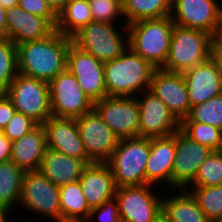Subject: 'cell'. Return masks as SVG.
Here are the masks:
<instances>
[{
    "mask_svg": "<svg viewBox=\"0 0 222 222\" xmlns=\"http://www.w3.org/2000/svg\"><path fill=\"white\" fill-rule=\"evenodd\" d=\"M72 38L55 30L37 41L17 45L18 73L46 82L66 70Z\"/></svg>",
    "mask_w": 222,
    "mask_h": 222,
    "instance_id": "cell-1",
    "label": "cell"
},
{
    "mask_svg": "<svg viewBox=\"0 0 222 222\" xmlns=\"http://www.w3.org/2000/svg\"><path fill=\"white\" fill-rule=\"evenodd\" d=\"M155 69L128 47L120 57L104 63L107 96H138L150 88Z\"/></svg>",
    "mask_w": 222,
    "mask_h": 222,
    "instance_id": "cell-2",
    "label": "cell"
},
{
    "mask_svg": "<svg viewBox=\"0 0 222 222\" xmlns=\"http://www.w3.org/2000/svg\"><path fill=\"white\" fill-rule=\"evenodd\" d=\"M174 26L171 16L129 24L127 25L129 48L155 68H162L169 53Z\"/></svg>",
    "mask_w": 222,
    "mask_h": 222,
    "instance_id": "cell-3",
    "label": "cell"
},
{
    "mask_svg": "<svg viewBox=\"0 0 222 222\" xmlns=\"http://www.w3.org/2000/svg\"><path fill=\"white\" fill-rule=\"evenodd\" d=\"M121 25L90 22L72 37L73 44L103 63L111 61L120 57L129 47L127 25Z\"/></svg>",
    "mask_w": 222,
    "mask_h": 222,
    "instance_id": "cell-4",
    "label": "cell"
},
{
    "mask_svg": "<svg viewBox=\"0 0 222 222\" xmlns=\"http://www.w3.org/2000/svg\"><path fill=\"white\" fill-rule=\"evenodd\" d=\"M150 155V138H123L106 162L115 184L133 186L146 184L145 167Z\"/></svg>",
    "mask_w": 222,
    "mask_h": 222,
    "instance_id": "cell-5",
    "label": "cell"
},
{
    "mask_svg": "<svg viewBox=\"0 0 222 222\" xmlns=\"http://www.w3.org/2000/svg\"><path fill=\"white\" fill-rule=\"evenodd\" d=\"M211 35L199 29L175 25L169 53L162 69L184 72L210 58Z\"/></svg>",
    "mask_w": 222,
    "mask_h": 222,
    "instance_id": "cell-6",
    "label": "cell"
},
{
    "mask_svg": "<svg viewBox=\"0 0 222 222\" xmlns=\"http://www.w3.org/2000/svg\"><path fill=\"white\" fill-rule=\"evenodd\" d=\"M41 216L48 221L61 222L59 187L39 171L25 172L19 201V210ZM31 212V213H30Z\"/></svg>",
    "mask_w": 222,
    "mask_h": 222,
    "instance_id": "cell-7",
    "label": "cell"
},
{
    "mask_svg": "<svg viewBox=\"0 0 222 222\" xmlns=\"http://www.w3.org/2000/svg\"><path fill=\"white\" fill-rule=\"evenodd\" d=\"M16 112L32 118L42 125L50 116L49 83L18 73L4 91Z\"/></svg>",
    "mask_w": 222,
    "mask_h": 222,
    "instance_id": "cell-8",
    "label": "cell"
},
{
    "mask_svg": "<svg viewBox=\"0 0 222 222\" xmlns=\"http://www.w3.org/2000/svg\"><path fill=\"white\" fill-rule=\"evenodd\" d=\"M156 190L152 184L118 187L115 198L121 222H155L162 213L163 198Z\"/></svg>",
    "mask_w": 222,
    "mask_h": 222,
    "instance_id": "cell-9",
    "label": "cell"
},
{
    "mask_svg": "<svg viewBox=\"0 0 222 222\" xmlns=\"http://www.w3.org/2000/svg\"><path fill=\"white\" fill-rule=\"evenodd\" d=\"M49 94L51 113L55 117L77 119L94 108V102L67 69L49 82Z\"/></svg>",
    "mask_w": 222,
    "mask_h": 222,
    "instance_id": "cell-10",
    "label": "cell"
},
{
    "mask_svg": "<svg viewBox=\"0 0 222 222\" xmlns=\"http://www.w3.org/2000/svg\"><path fill=\"white\" fill-rule=\"evenodd\" d=\"M76 122L87 158L92 163H106L119 143L118 136L94 108Z\"/></svg>",
    "mask_w": 222,
    "mask_h": 222,
    "instance_id": "cell-11",
    "label": "cell"
},
{
    "mask_svg": "<svg viewBox=\"0 0 222 222\" xmlns=\"http://www.w3.org/2000/svg\"><path fill=\"white\" fill-rule=\"evenodd\" d=\"M94 109L119 139L139 137V105L136 97L107 96Z\"/></svg>",
    "mask_w": 222,
    "mask_h": 222,
    "instance_id": "cell-12",
    "label": "cell"
},
{
    "mask_svg": "<svg viewBox=\"0 0 222 222\" xmlns=\"http://www.w3.org/2000/svg\"><path fill=\"white\" fill-rule=\"evenodd\" d=\"M136 99L139 105V137H167L180 129V121L149 89Z\"/></svg>",
    "mask_w": 222,
    "mask_h": 222,
    "instance_id": "cell-13",
    "label": "cell"
},
{
    "mask_svg": "<svg viewBox=\"0 0 222 222\" xmlns=\"http://www.w3.org/2000/svg\"><path fill=\"white\" fill-rule=\"evenodd\" d=\"M66 69L76 77L82 91L93 102L107 97L104 63L73 43L68 49Z\"/></svg>",
    "mask_w": 222,
    "mask_h": 222,
    "instance_id": "cell-14",
    "label": "cell"
},
{
    "mask_svg": "<svg viewBox=\"0 0 222 222\" xmlns=\"http://www.w3.org/2000/svg\"><path fill=\"white\" fill-rule=\"evenodd\" d=\"M211 151L208 147L191 140L180 129L176 132V153L171 175V193L175 189H186L193 182L199 166Z\"/></svg>",
    "mask_w": 222,
    "mask_h": 222,
    "instance_id": "cell-15",
    "label": "cell"
},
{
    "mask_svg": "<svg viewBox=\"0 0 222 222\" xmlns=\"http://www.w3.org/2000/svg\"><path fill=\"white\" fill-rule=\"evenodd\" d=\"M149 90L169 108L180 122L189 115L191 105L188 87L181 72L156 68Z\"/></svg>",
    "mask_w": 222,
    "mask_h": 222,
    "instance_id": "cell-16",
    "label": "cell"
},
{
    "mask_svg": "<svg viewBox=\"0 0 222 222\" xmlns=\"http://www.w3.org/2000/svg\"><path fill=\"white\" fill-rule=\"evenodd\" d=\"M219 0H172L171 18L175 25L199 29L212 35L222 11Z\"/></svg>",
    "mask_w": 222,
    "mask_h": 222,
    "instance_id": "cell-17",
    "label": "cell"
},
{
    "mask_svg": "<svg viewBox=\"0 0 222 222\" xmlns=\"http://www.w3.org/2000/svg\"><path fill=\"white\" fill-rule=\"evenodd\" d=\"M55 30L47 18L29 13L20 6L6 10V38L16 45L41 40Z\"/></svg>",
    "mask_w": 222,
    "mask_h": 222,
    "instance_id": "cell-18",
    "label": "cell"
},
{
    "mask_svg": "<svg viewBox=\"0 0 222 222\" xmlns=\"http://www.w3.org/2000/svg\"><path fill=\"white\" fill-rule=\"evenodd\" d=\"M176 153V132L167 137L150 138V155L146 163V184L171 190V175ZM157 183V184H156Z\"/></svg>",
    "mask_w": 222,
    "mask_h": 222,
    "instance_id": "cell-19",
    "label": "cell"
},
{
    "mask_svg": "<svg viewBox=\"0 0 222 222\" xmlns=\"http://www.w3.org/2000/svg\"><path fill=\"white\" fill-rule=\"evenodd\" d=\"M182 75L188 87L191 107L222 94V77L211 58L182 72Z\"/></svg>",
    "mask_w": 222,
    "mask_h": 222,
    "instance_id": "cell-20",
    "label": "cell"
},
{
    "mask_svg": "<svg viewBox=\"0 0 222 222\" xmlns=\"http://www.w3.org/2000/svg\"><path fill=\"white\" fill-rule=\"evenodd\" d=\"M47 148L75 158H87L76 119L50 116L43 124Z\"/></svg>",
    "mask_w": 222,
    "mask_h": 222,
    "instance_id": "cell-21",
    "label": "cell"
},
{
    "mask_svg": "<svg viewBox=\"0 0 222 222\" xmlns=\"http://www.w3.org/2000/svg\"><path fill=\"white\" fill-rule=\"evenodd\" d=\"M92 162L47 148L38 171L56 186L78 182L84 169Z\"/></svg>",
    "mask_w": 222,
    "mask_h": 222,
    "instance_id": "cell-22",
    "label": "cell"
},
{
    "mask_svg": "<svg viewBox=\"0 0 222 222\" xmlns=\"http://www.w3.org/2000/svg\"><path fill=\"white\" fill-rule=\"evenodd\" d=\"M79 183L91 209L115 197L117 186L106 163L89 164L84 169Z\"/></svg>",
    "mask_w": 222,
    "mask_h": 222,
    "instance_id": "cell-23",
    "label": "cell"
},
{
    "mask_svg": "<svg viewBox=\"0 0 222 222\" xmlns=\"http://www.w3.org/2000/svg\"><path fill=\"white\" fill-rule=\"evenodd\" d=\"M46 149V131L43 125H38L12 142L10 159L24 172L38 171Z\"/></svg>",
    "mask_w": 222,
    "mask_h": 222,
    "instance_id": "cell-24",
    "label": "cell"
},
{
    "mask_svg": "<svg viewBox=\"0 0 222 222\" xmlns=\"http://www.w3.org/2000/svg\"><path fill=\"white\" fill-rule=\"evenodd\" d=\"M174 192L162 198V213L169 220L172 222H211L189 191L175 189Z\"/></svg>",
    "mask_w": 222,
    "mask_h": 222,
    "instance_id": "cell-25",
    "label": "cell"
},
{
    "mask_svg": "<svg viewBox=\"0 0 222 222\" xmlns=\"http://www.w3.org/2000/svg\"><path fill=\"white\" fill-rule=\"evenodd\" d=\"M61 222H86L91 208L78 182L59 187Z\"/></svg>",
    "mask_w": 222,
    "mask_h": 222,
    "instance_id": "cell-26",
    "label": "cell"
},
{
    "mask_svg": "<svg viewBox=\"0 0 222 222\" xmlns=\"http://www.w3.org/2000/svg\"><path fill=\"white\" fill-rule=\"evenodd\" d=\"M24 174L11 159L0 162V207L10 213L19 207Z\"/></svg>",
    "mask_w": 222,
    "mask_h": 222,
    "instance_id": "cell-27",
    "label": "cell"
},
{
    "mask_svg": "<svg viewBox=\"0 0 222 222\" xmlns=\"http://www.w3.org/2000/svg\"><path fill=\"white\" fill-rule=\"evenodd\" d=\"M90 22L93 19L88 0L66 1L63 10L57 15L56 30L72 38Z\"/></svg>",
    "mask_w": 222,
    "mask_h": 222,
    "instance_id": "cell-28",
    "label": "cell"
},
{
    "mask_svg": "<svg viewBox=\"0 0 222 222\" xmlns=\"http://www.w3.org/2000/svg\"><path fill=\"white\" fill-rule=\"evenodd\" d=\"M172 0H126L123 17L126 25L146 19H157L170 16Z\"/></svg>",
    "mask_w": 222,
    "mask_h": 222,
    "instance_id": "cell-29",
    "label": "cell"
},
{
    "mask_svg": "<svg viewBox=\"0 0 222 222\" xmlns=\"http://www.w3.org/2000/svg\"><path fill=\"white\" fill-rule=\"evenodd\" d=\"M180 130L191 140L212 151L222 150V130L206 123L181 121Z\"/></svg>",
    "mask_w": 222,
    "mask_h": 222,
    "instance_id": "cell-30",
    "label": "cell"
},
{
    "mask_svg": "<svg viewBox=\"0 0 222 222\" xmlns=\"http://www.w3.org/2000/svg\"><path fill=\"white\" fill-rule=\"evenodd\" d=\"M185 190L192 194L199 208L211 222L222 217V185L187 187Z\"/></svg>",
    "mask_w": 222,
    "mask_h": 222,
    "instance_id": "cell-31",
    "label": "cell"
},
{
    "mask_svg": "<svg viewBox=\"0 0 222 222\" xmlns=\"http://www.w3.org/2000/svg\"><path fill=\"white\" fill-rule=\"evenodd\" d=\"M222 185V150L211 151L199 166L193 182L188 187Z\"/></svg>",
    "mask_w": 222,
    "mask_h": 222,
    "instance_id": "cell-32",
    "label": "cell"
},
{
    "mask_svg": "<svg viewBox=\"0 0 222 222\" xmlns=\"http://www.w3.org/2000/svg\"><path fill=\"white\" fill-rule=\"evenodd\" d=\"M18 74L17 45L0 38V92H4Z\"/></svg>",
    "mask_w": 222,
    "mask_h": 222,
    "instance_id": "cell-33",
    "label": "cell"
},
{
    "mask_svg": "<svg viewBox=\"0 0 222 222\" xmlns=\"http://www.w3.org/2000/svg\"><path fill=\"white\" fill-rule=\"evenodd\" d=\"M182 121L206 123L222 130V94L192 106L189 115Z\"/></svg>",
    "mask_w": 222,
    "mask_h": 222,
    "instance_id": "cell-34",
    "label": "cell"
},
{
    "mask_svg": "<svg viewBox=\"0 0 222 222\" xmlns=\"http://www.w3.org/2000/svg\"><path fill=\"white\" fill-rule=\"evenodd\" d=\"M88 2L93 21L111 23H120L122 21V24H126L122 7L118 3L112 0H88Z\"/></svg>",
    "mask_w": 222,
    "mask_h": 222,
    "instance_id": "cell-35",
    "label": "cell"
},
{
    "mask_svg": "<svg viewBox=\"0 0 222 222\" xmlns=\"http://www.w3.org/2000/svg\"><path fill=\"white\" fill-rule=\"evenodd\" d=\"M38 125L39 124L32 118L23 113L15 112L13 117L3 128V132L11 142H14L20 139L23 135L31 132Z\"/></svg>",
    "mask_w": 222,
    "mask_h": 222,
    "instance_id": "cell-36",
    "label": "cell"
},
{
    "mask_svg": "<svg viewBox=\"0 0 222 222\" xmlns=\"http://www.w3.org/2000/svg\"><path fill=\"white\" fill-rule=\"evenodd\" d=\"M94 220L95 222H121L117 199L113 197L102 205L92 208L86 222Z\"/></svg>",
    "mask_w": 222,
    "mask_h": 222,
    "instance_id": "cell-37",
    "label": "cell"
},
{
    "mask_svg": "<svg viewBox=\"0 0 222 222\" xmlns=\"http://www.w3.org/2000/svg\"><path fill=\"white\" fill-rule=\"evenodd\" d=\"M18 6L29 13L47 18L56 27L57 15L45 0H18Z\"/></svg>",
    "mask_w": 222,
    "mask_h": 222,
    "instance_id": "cell-38",
    "label": "cell"
},
{
    "mask_svg": "<svg viewBox=\"0 0 222 222\" xmlns=\"http://www.w3.org/2000/svg\"><path fill=\"white\" fill-rule=\"evenodd\" d=\"M16 112L12 101L4 92H0V129H3Z\"/></svg>",
    "mask_w": 222,
    "mask_h": 222,
    "instance_id": "cell-39",
    "label": "cell"
},
{
    "mask_svg": "<svg viewBox=\"0 0 222 222\" xmlns=\"http://www.w3.org/2000/svg\"><path fill=\"white\" fill-rule=\"evenodd\" d=\"M12 142L5 136L3 129H0V162L10 160Z\"/></svg>",
    "mask_w": 222,
    "mask_h": 222,
    "instance_id": "cell-40",
    "label": "cell"
},
{
    "mask_svg": "<svg viewBox=\"0 0 222 222\" xmlns=\"http://www.w3.org/2000/svg\"><path fill=\"white\" fill-rule=\"evenodd\" d=\"M210 58L215 63V65L222 77V47L221 46H211Z\"/></svg>",
    "mask_w": 222,
    "mask_h": 222,
    "instance_id": "cell-41",
    "label": "cell"
},
{
    "mask_svg": "<svg viewBox=\"0 0 222 222\" xmlns=\"http://www.w3.org/2000/svg\"><path fill=\"white\" fill-rule=\"evenodd\" d=\"M212 44L211 46H221L222 47V11L219 19L216 23L215 30L211 35Z\"/></svg>",
    "mask_w": 222,
    "mask_h": 222,
    "instance_id": "cell-42",
    "label": "cell"
},
{
    "mask_svg": "<svg viewBox=\"0 0 222 222\" xmlns=\"http://www.w3.org/2000/svg\"><path fill=\"white\" fill-rule=\"evenodd\" d=\"M52 11L58 15L64 8L67 0H45Z\"/></svg>",
    "mask_w": 222,
    "mask_h": 222,
    "instance_id": "cell-43",
    "label": "cell"
},
{
    "mask_svg": "<svg viewBox=\"0 0 222 222\" xmlns=\"http://www.w3.org/2000/svg\"><path fill=\"white\" fill-rule=\"evenodd\" d=\"M0 38H6V10L0 5Z\"/></svg>",
    "mask_w": 222,
    "mask_h": 222,
    "instance_id": "cell-44",
    "label": "cell"
},
{
    "mask_svg": "<svg viewBox=\"0 0 222 222\" xmlns=\"http://www.w3.org/2000/svg\"><path fill=\"white\" fill-rule=\"evenodd\" d=\"M13 216V218H15V215H11V213L4 209V208H0V222H10L11 220L8 219L9 217Z\"/></svg>",
    "mask_w": 222,
    "mask_h": 222,
    "instance_id": "cell-45",
    "label": "cell"
},
{
    "mask_svg": "<svg viewBox=\"0 0 222 222\" xmlns=\"http://www.w3.org/2000/svg\"><path fill=\"white\" fill-rule=\"evenodd\" d=\"M0 5L5 9L18 6V0H0Z\"/></svg>",
    "mask_w": 222,
    "mask_h": 222,
    "instance_id": "cell-46",
    "label": "cell"
},
{
    "mask_svg": "<svg viewBox=\"0 0 222 222\" xmlns=\"http://www.w3.org/2000/svg\"><path fill=\"white\" fill-rule=\"evenodd\" d=\"M155 222H172L163 213H161L155 220Z\"/></svg>",
    "mask_w": 222,
    "mask_h": 222,
    "instance_id": "cell-47",
    "label": "cell"
},
{
    "mask_svg": "<svg viewBox=\"0 0 222 222\" xmlns=\"http://www.w3.org/2000/svg\"><path fill=\"white\" fill-rule=\"evenodd\" d=\"M112 1L118 3L121 7H123L126 0H112Z\"/></svg>",
    "mask_w": 222,
    "mask_h": 222,
    "instance_id": "cell-48",
    "label": "cell"
},
{
    "mask_svg": "<svg viewBox=\"0 0 222 222\" xmlns=\"http://www.w3.org/2000/svg\"><path fill=\"white\" fill-rule=\"evenodd\" d=\"M212 222H222V217H221V218H218V219H216V220H214V221H212Z\"/></svg>",
    "mask_w": 222,
    "mask_h": 222,
    "instance_id": "cell-49",
    "label": "cell"
}]
</instances>
